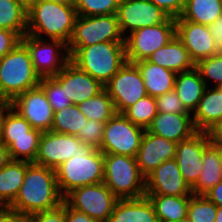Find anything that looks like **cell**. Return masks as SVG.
Masks as SVG:
<instances>
[{
    "instance_id": "74e56055",
    "label": "cell",
    "mask_w": 222,
    "mask_h": 222,
    "mask_svg": "<svg viewBox=\"0 0 222 222\" xmlns=\"http://www.w3.org/2000/svg\"><path fill=\"white\" fill-rule=\"evenodd\" d=\"M195 68L204 80L206 87L222 86V54H216L198 61Z\"/></svg>"
},
{
    "instance_id": "b9f144b4",
    "label": "cell",
    "mask_w": 222,
    "mask_h": 222,
    "mask_svg": "<svg viewBox=\"0 0 222 222\" xmlns=\"http://www.w3.org/2000/svg\"><path fill=\"white\" fill-rule=\"evenodd\" d=\"M157 112L163 113H189L183 106L182 101L179 99L176 91L173 89L168 93L157 96L155 98Z\"/></svg>"
},
{
    "instance_id": "8d00e7d4",
    "label": "cell",
    "mask_w": 222,
    "mask_h": 222,
    "mask_svg": "<svg viewBox=\"0 0 222 222\" xmlns=\"http://www.w3.org/2000/svg\"><path fill=\"white\" fill-rule=\"evenodd\" d=\"M217 206L204 195H192L187 208L189 222H214Z\"/></svg>"
},
{
    "instance_id": "ab89813d",
    "label": "cell",
    "mask_w": 222,
    "mask_h": 222,
    "mask_svg": "<svg viewBox=\"0 0 222 222\" xmlns=\"http://www.w3.org/2000/svg\"><path fill=\"white\" fill-rule=\"evenodd\" d=\"M120 0H77L76 12L80 16L117 14Z\"/></svg>"
},
{
    "instance_id": "30bf717a",
    "label": "cell",
    "mask_w": 222,
    "mask_h": 222,
    "mask_svg": "<svg viewBox=\"0 0 222 222\" xmlns=\"http://www.w3.org/2000/svg\"><path fill=\"white\" fill-rule=\"evenodd\" d=\"M176 35L175 18L169 17L164 23L144 27L125 37L126 60L136 63L147 60L159 48L165 46Z\"/></svg>"
},
{
    "instance_id": "cb8c5ba5",
    "label": "cell",
    "mask_w": 222,
    "mask_h": 222,
    "mask_svg": "<svg viewBox=\"0 0 222 222\" xmlns=\"http://www.w3.org/2000/svg\"><path fill=\"white\" fill-rule=\"evenodd\" d=\"M107 222H159L147 196L118 199Z\"/></svg>"
},
{
    "instance_id": "7402d4cb",
    "label": "cell",
    "mask_w": 222,
    "mask_h": 222,
    "mask_svg": "<svg viewBox=\"0 0 222 222\" xmlns=\"http://www.w3.org/2000/svg\"><path fill=\"white\" fill-rule=\"evenodd\" d=\"M192 120L196 131L207 133L222 120V90L219 87L205 88Z\"/></svg>"
},
{
    "instance_id": "c3c4849f",
    "label": "cell",
    "mask_w": 222,
    "mask_h": 222,
    "mask_svg": "<svg viewBox=\"0 0 222 222\" xmlns=\"http://www.w3.org/2000/svg\"><path fill=\"white\" fill-rule=\"evenodd\" d=\"M66 222H98L85 213L78 212L66 204Z\"/></svg>"
},
{
    "instance_id": "9f6ffc18",
    "label": "cell",
    "mask_w": 222,
    "mask_h": 222,
    "mask_svg": "<svg viewBox=\"0 0 222 222\" xmlns=\"http://www.w3.org/2000/svg\"><path fill=\"white\" fill-rule=\"evenodd\" d=\"M25 5H29L30 3H32L34 0H21Z\"/></svg>"
},
{
    "instance_id": "681fc988",
    "label": "cell",
    "mask_w": 222,
    "mask_h": 222,
    "mask_svg": "<svg viewBox=\"0 0 222 222\" xmlns=\"http://www.w3.org/2000/svg\"><path fill=\"white\" fill-rule=\"evenodd\" d=\"M204 196H206L217 207L222 206V181L212 187Z\"/></svg>"
},
{
    "instance_id": "ba28073f",
    "label": "cell",
    "mask_w": 222,
    "mask_h": 222,
    "mask_svg": "<svg viewBox=\"0 0 222 222\" xmlns=\"http://www.w3.org/2000/svg\"><path fill=\"white\" fill-rule=\"evenodd\" d=\"M145 129L116 113L104 124L100 149L104 154L136 157Z\"/></svg>"
},
{
    "instance_id": "d590c367",
    "label": "cell",
    "mask_w": 222,
    "mask_h": 222,
    "mask_svg": "<svg viewBox=\"0 0 222 222\" xmlns=\"http://www.w3.org/2000/svg\"><path fill=\"white\" fill-rule=\"evenodd\" d=\"M42 133L13 108L7 113L2 138L41 137Z\"/></svg>"
},
{
    "instance_id": "f6af8a7d",
    "label": "cell",
    "mask_w": 222,
    "mask_h": 222,
    "mask_svg": "<svg viewBox=\"0 0 222 222\" xmlns=\"http://www.w3.org/2000/svg\"><path fill=\"white\" fill-rule=\"evenodd\" d=\"M156 6H158L169 17L178 18L185 5V0H150Z\"/></svg>"
},
{
    "instance_id": "9a60e30c",
    "label": "cell",
    "mask_w": 222,
    "mask_h": 222,
    "mask_svg": "<svg viewBox=\"0 0 222 222\" xmlns=\"http://www.w3.org/2000/svg\"><path fill=\"white\" fill-rule=\"evenodd\" d=\"M11 103L33 128L42 132L51 130L54 111L39 85L16 96Z\"/></svg>"
},
{
    "instance_id": "11a10c76",
    "label": "cell",
    "mask_w": 222,
    "mask_h": 222,
    "mask_svg": "<svg viewBox=\"0 0 222 222\" xmlns=\"http://www.w3.org/2000/svg\"><path fill=\"white\" fill-rule=\"evenodd\" d=\"M51 1L75 6L77 0H51Z\"/></svg>"
},
{
    "instance_id": "d6986e66",
    "label": "cell",
    "mask_w": 222,
    "mask_h": 222,
    "mask_svg": "<svg viewBox=\"0 0 222 222\" xmlns=\"http://www.w3.org/2000/svg\"><path fill=\"white\" fill-rule=\"evenodd\" d=\"M63 87L72 104L79 105L96 96L104 89L96 79L69 61L64 68L53 76Z\"/></svg>"
},
{
    "instance_id": "f546056e",
    "label": "cell",
    "mask_w": 222,
    "mask_h": 222,
    "mask_svg": "<svg viewBox=\"0 0 222 222\" xmlns=\"http://www.w3.org/2000/svg\"><path fill=\"white\" fill-rule=\"evenodd\" d=\"M222 15L221 0H185L183 20L209 26Z\"/></svg>"
},
{
    "instance_id": "603a6c76",
    "label": "cell",
    "mask_w": 222,
    "mask_h": 222,
    "mask_svg": "<svg viewBox=\"0 0 222 222\" xmlns=\"http://www.w3.org/2000/svg\"><path fill=\"white\" fill-rule=\"evenodd\" d=\"M202 170L191 187L193 195H205L218 182L222 181V144L211 142L202 156Z\"/></svg>"
},
{
    "instance_id": "484cf974",
    "label": "cell",
    "mask_w": 222,
    "mask_h": 222,
    "mask_svg": "<svg viewBox=\"0 0 222 222\" xmlns=\"http://www.w3.org/2000/svg\"><path fill=\"white\" fill-rule=\"evenodd\" d=\"M205 88L204 80L195 67L176 74L174 90L184 108L191 114L197 109Z\"/></svg>"
},
{
    "instance_id": "8992f818",
    "label": "cell",
    "mask_w": 222,
    "mask_h": 222,
    "mask_svg": "<svg viewBox=\"0 0 222 222\" xmlns=\"http://www.w3.org/2000/svg\"><path fill=\"white\" fill-rule=\"evenodd\" d=\"M103 183L118 199L145 196L146 177L141 173L136 157L104 154Z\"/></svg>"
},
{
    "instance_id": "6da1fadb",
    "label": "cell",
    "mask_w": 222,
    "mask_h": 222,
    "mask_svg": "<svg viewBox=\"0 0 222 222\" xmlns=\"http://www.w3.org/2000/svg\"><path fill=\"white\" fill-rule=\"evenodd\" d=\"M63 202L55 169L27 162L23 184L9 208L28 218L35 213L54 209Z\"/></svg>"
},
{
    "instance_id": "816d5d0a",
    "label": "cell",
    "mask_w": 222,
    "mask_h": 222,
    "mask_svg": "<svg viewBox=\"0 0 222 222\" xmlns=\"http://www.w3.org/2000/svg\"><path fill=\"white\" fill-rule=\"evenodd\" d=\"M11 160L8 147L0 141V169L6 166Z\"/></svg>"
},
{
    "instance_id": "db71d44e",
    "label": "cell",
    "mask_w": 222,
    "mask_h": 222,
    "mask_svg": "<svg viewBox=\"0 0 222 222\" xmlns=\"http://www.w3.org/2000/svg\"><path fill=\"white\" fill-rule=\"evenodd\" d=\"M214 222H222V206L217 207V214Z\"/></svg>"
},
{
    "instance_id": "7c38bea8",
    "label": "cell",
    "mask_w": 222,
    "mask_h": 222,
    "mask_svg": "<svg viewBox=\"0 0 222 222\" xmlns=\"http://www.w3.org/2000/svg\"><path fill=\"white\" fill-rule=\"evenodd\" d=\"M113 100L116 113H123L148 95L140 70L135 63L126 62L104 86Z\"/></svg>"
},
{
    "instance_id": "60d3db41",
    "label": "cell",
    "mask_w": 222,
    "mask_h": 222,
    "mask_svg": "<svg viewBox=\"0 0 222 222\" xmlns=\"http://www.w3.org/2000/svg\"><path fill=\"white\" fill-rule=\"evenodd\" d=\"M104 124L103 122L87 119L83 129H81L76 136L83 145H88L94 149H100Z\"/></svg>"
},
{
    "instance_id": "d4e9b609",
    "label": "cell",
    "mask_w": 222,
    "mask_h": 222,
    "mask_svg": "<svg viewBox=\"0 0 222 222\" xmlns=\"http://www.w3.org/2000/svg\"><path fill=\"white\" fill-rule=\"evenodd\" d=\"M147 61L171 70L176 74L195 67L188 50L176 35L165 46L152 53Z\"/></svg>"
},
{
    "instance_id": "4316f807",
    "label": "cell",
    "mask_w": 222,
    "mask_h": 222,
    "mask_svg": "<svg viewBox=\"0 0 222 222\" xmlns=\"http://www.w3.org/2000/svg\"><path fill=\"white\" fill-rule=\"evenodd\" d=\"M141 72L148 95L157 97L174 89L176 73L142 60L135 63Z\"/></svg>"
},
{
    "instance_id": "7dc6e473",
    "label": "cell",
    "mask_w": 222,
    "mask_h": 222,
    "mask_svg": "<svg viewBox=\"0 0 222 222\" xmlns=\"http://www.w3.org/2000/svg\"><path fill=\"white\" fill-rule=\"evenodd\" d=\"M24 219L19 212L9 207H0V222H22Z\"/></svg>"
},
{
    "instance_id": "5b68a950",
    "label": "cell",
    "mask_w": 222,
    "mask_h": 222,
    "mask_svg": "<svg viewBox=\"0 0 222 222\" xmlns=\"http://www.w3.org/2000/svg\"><path fill=\"white\" fill-rule=\"evenodd\" d=\"M31 55L21 41L4 57L0 58V98L12 101L16 96L35 88L40 83Z\"/></svg>"
},
{
    "instance_id": "f5cc1de1",
    "label": "cell",
    "mask_w": 222,
    "mask_h": 222,
    "mask_svg": "<svg viewBox=\"0 0 222 222\" xmlns=\"http://www.w3.org/2000/svg\"><path fill=\"white\" fill-rule=\"evenodd\" d=\"M213 142L222 144V120L209 133Z\"/></svg>"
},
{
    "instance_id": "bcb514c9",
    "label": "cell",
    "mask_w": 222,
    "mask_h": 222,
    "mask_svg": "<svg viewBox=\"0 0 222 222\" xmlns=\"http://www.w3.org/2000/svg\"><path fill=\"white\" fill-rule=\"evenodd\" d=\"M209 31L215 43L216 54H222V15L209 25Z\"/></svg>"
},
{
    "instance_id": "4dcf8cb0",
    "label": "cell",
    "mask_w": 222,
    "mask_h": 222,
    "mask_svg": "<svg viewBox=\"0 0 222 222\" xmlns=\"http://www.w3.org/2000/svg\"><path fill=\"white\" fill-rule=\"evenodd\" d=\"M0 28L22 38L27 33V5L21 0H0Z\"/></svg>"
},
{
    "instance_id": "ac0fdd59",
    "label": "cell",
    "mask_w": 222,
    "mask_h": 222,
    "mask_svg": "<svg viewBox=\"0 0 222 222\" xmlns=\"http://www.w3.org/2000/svg\"><path fill=\"white\" fill-rule=\"evenodd\" d=\"M175 23L176 36L182 41L195 64L216 55V47L209 26L183 20L180 16L175 19Z\"/></svg>"
},
{
    "instance_id": "44dd1931",
    "label": "cell",
    "mask_w": 222,
    "mask_h": 222,
    "mask_svg": "<svg viewBox=\"0 0 222 222\" xmlns=\"http://www.w3.org/2000/svg\"><path fill=\"white\" fill-rule=\"evenodd\" d=\"M146 130L176 143L190 138L197 132L191 113L158 112Z\"/></svg>"
},
{
    "instance_id": "3957f363",
    "label": "cell",
    "mask_w": 222,
    "mask_h": 222,
    "mask_svg": "<svg viewBox=\"0 0 222 222\" xmlns=\"http://www.w3.org/2000/svg\"><path fill=\"white\" fill-rule=\"evenodd\" d=\"M70 61L101 85L127 62L125 42H101L87 47H67Z\"/></svg>"
},
{
    "instance_id": "ffe728a7",
    "label": "cell",
    "mask_w": 222,
    "mask_h": 222,
    "mask_svg": "<svg viewBox=\"0 0 222 222\" xmlns=\"http://www.w3.org/2000/svg\"><path fill=\"white\" fill-rule=\"evenodd\" d=\"M177 143L145 130L136 161L141 173L146 177L161 163L175 158Z\"/></svg>"
},
{
    "instance_id": "5bb4252c",
    "label": "cell",
    "mask_w": 222,
    "mask_h": 222,
    "mask_svg": "<svg viewBox=\"0 0 222 222\" xmlns=\"http://www.w3.org/2000/svg\"><path fill=\"white\" fill-rule=\"evenodd\" d=\"M82 146L76 135L45 131L40 138L38 153L33 163L56 169L73 155H77Z\"/></svg>"
},
{
    "instance_id": "f1b7e54d",
    "label": "cell",
    "mask_w": 222,
    "mask_h": 222,
    "mask_svg": "<svg viewBox=\"0 0 222 222\" xmlns=\"http://www.w3.org/2000/svg\"><path fill=\"white\" fill-rule=\"evenodd\" d=\"M152 202L159 222H177L187 218L191 196L145 195Z\"/></svg>"
},
{
    "instance_id": "6f0895ef",
    "label": "cell",
    "mask_w": 222,
    "mask_h": 222,
    "mask_svg": "<svg viewBox=\"0 0 222 222\" xmlns=\"http://www.w3.org/2000/svg\"><path fill=\"white\" fill-rule=\"evenodd\" d=\"M177 222H189V221H188V219L186 218V219H183V220H179V221H177Z\"/></svg>"
},
{
    "instance_id": "277c9868",
    "label": "cell",
    "mask_w": 222,
    "mask_h": 222,
    "mask_svg": "<svg viewBox=\"0 0 222 222\" xmlns=\"http://www.w3.org/2000/svg\"><path fill=\"white\" fill-rule=\"evenodd\" d=\"M55 175L63 197L76 188L103 182L104 153L83 145L77 155L55 169Z\"/></svg>"
},
{
    "instance_id": "7a4b0ae2",
    "label": "cell",
    "mask_w": 222,
    "mask_h": 222,
    "mask_svg": "<svg viewBox=\"0 0 222 222\" xmlns=\"http://www.w3.org/2000/svg\"><path fill=\"white\" fill-rule=\"evenodd\" d=\"M78 17L76 8L51 0H34L27 6V33L39 39L68 44Z\"/></svg>"
},
{
    "instance_id": "9c48e42d",
    "label": "cell",
    "mask_w": 222,
    "mask_h": 222,
    "mask_svg": "<svg viewBox=\"0 0 222 222\" xmlns=\"http://www.w3.org/2000/svg\"><path fill=\"white\" fill-rule=\"evenodd\" d=\"M118 198L103 183L76 188L64 197L72 209L85 213L98 222H107Z\"/></svg>"
},
{
    "instance_id": "1f68e13d",
    "label": "cell",
    "mask_w": 222,
    "mask_h": 222,
    "mask_svg": "<svg viewBox=\"0 0 222 222\" xmlns=\"http://www.w3.org/2000/svg\"><path fill=\"white\" fill-rule=\"evenodd\" d=\"M87 117L80 111L78 105L72 104L54 112L51 130L56 133L77 135L83 129Z\"/></svg>"
},
{
    "instance_id": "d6a6232c",
    "label": "cell",
    "mask_w": 222,
    "mask_h": 222,
    "mask_svg": "<svg viewBox=\"0 0 222 222\" xmlns=\"http://www.w3.org/2000/svg\"><path fill=\"white\" fill-rule=\"evenodd\" d=\"M78 107L88 120H96L103 123H106L116 114L113 100L105 89L96 96L80 103Z\"/></svg>"
},
{
    "instance_id": "836d02e7",
    "label": "cell",
    "mask_w": 222,
    "mask_h": 222,
    "mask_svg": "<svg viewBox=\"0 0 222 222\" xmlns=\"http://www.w3.org/2000/svg\"><path fill=\"white\" fill-rule=\"evenodd\" d=\"M41 137L1 138L8 147L12 160L34 162L38 153Z\"/></svg>"
},
{
    "instance_id": "e0dca14e",
    "label": "cell",
    "mask_w": 222,
    "mask_h": 222,
    "mask_svg": "<svg viewBox=\"0 0 222 222\" xmlns=\"http://www.w3.org/2000/svg\"><path fill=\"white\" fill-rule=\"evenodd\" d=\"M145 195L192 196L193 194L174 158L161 163L146 176Z\"/></svg>"
},
{
    "instance_id": "f35d334b",
    "label": "cell",
    "mask_w": 222,
    "mask_h": 222,
    "mask_svg": "<svg viewBox=\"0 0 222 222\" xmlns=\"http://www.w3.org/2000/svg\"><path fill=\"white\" fill-rule=\"evenodd\" d=\"M39 86L43 89L54 112L72 105L65 90H63L61 84L54 77L41 78Z\"/></svg>"
},
{
    "instance_id": "8fae6325",
    "label": "cell",
    "mask_w": 222,
    "mask_h": 222,
    "mask_svg": "<svg viewBox=\"0 0 222 222\" xmlns=\"http://www.w3.org/2000/svg\"><path fill=\"white\" fill-rule=\"evenodd\" d=\"M21 41L28 48L40 78L57 75L70 61L67 44L61 40L39 39L25 34Z\"/></svg>"
},
{
    "instance_id": "f907efd6",
    "label": "cell",
    "mask_w": 222,
    "mask_h": 222,
    "mask_svg": "<svg viewBox=\"0 0 222 222\" xmlns=\"http://www.w3.org/2000/svg\"><path fill=\"white\" fill-rule=\"evenodd\" d=\"M11 101L0 98V139L3 135V129L7 118V113L12 109Z\"/></svg>"
},
{
    "instance_id": "7bdbcfd3",
    "label": "cell",
    "mask_w": 222,
    "mask_h": 222,
    "mask_svg": "<svg viewBox=\"0 0 222 222\" xmlns=\"http://www.w3.org/2000/svg\"><path fill=\"white\" fill-rule=\"evenodd\" d=\"M31 222H66V203L58 207L38 212L28 217Z\"/></svg>"
},
{
    "instance_id": "2e32d148",
    "label": "cell",
    "mask_w": 222,
    "mask_h": 222,
    "mask_svg": "<svg viewBox=\"0 0 222 222\" xmlns=\"http://www.w3.org/2000/svg\"><path fill=\"white\" fill-rule=\"evenodd\" d=\"M211 142L209 133L197 131L190 138L177 143L175 159L184 181L190 188L196 183L201 173L204 149Z\"/></svg>"
},
{
    "instance_id": "680465c9",
    "label": "cell",
    "mask_w": 222,
    "mask_h": 222,
    "mask_svg": "<svg viewBox=\"0 0 222 222\" xmlns=\"http://www.w3.org/2000/svg\"><path fill=\"white\" fill-rule=\"evenodd\" d=\"M22 222H31L28 218H25Z\"/></svg>"
},
{
    "instance_id": "e575fe53",
    "label": "cell",
    "mask_w": 222,
    "mask_h": 222,
    "mask_svg": "<svg viewBox=\"0 0 222 222\" xmlns=\"http://www.w3.org/2000/svg\"><path fill=\"white\" fill-rule=\"evenodd\" d=\"M157 113L155 97L150 95L141 98L123 112L133 124L145 130L150 126Z\"/></svg>"
},
{
    "instance_id": "52a82bcc",
    "label": "cell",
    "mask_w": 222,
    "mask_h": 222,
    "mask_svg": "<svg viewBox=\"0 0 222 222\" xmlns=\"http://www.w3.org/2000/svg\"><path fill=\"white\" fill-rule=\"evenodd\" d=\"M101 42H125L117 14L100 16L78 15L67 47H87Z\"/></svg>"
},
{
    "instance_id": "83f0119b",
    "label": "cell",
    "mask_w": 222,
    "mask_h": 222,
    "mask_svg": "<svg viewBox=\"0 0 222 222\" xmlns=\"http://www.w3.org/2000/svg\"><path fill=\"white\" fill-rule=\"evenodd\" d=\"M27 170V161L11 160L0 169V207H9L19 193Z\"/></svg>"
},
{
    "instance_id": "ee69618b",
    "label": "cell",
    "mask_w": 222,
    "mask_h": 222,
    "mask_svg": "<svg viewBox=\"0 0 222 222\" xmlns=\"http://www.w3.org/2000/svg\"><path fill=\"white\" fill-rule=\"evenodd\" d=\"M21 42V37L14 31L0 28V58L12 51Z\"/></svg>"
},
{
    "instance_id": "4fadbf2b",
    "label": "cell",
    "mask_w": 222,
    "mask_h": 222,
    "mask_svg": "<svg viewBox=\"0 0 222 222\" xmlns=\"http://www.w3.org/2000/svg\"><path fill=\"white\" fill-rule=\"evenodd\" d=\"M117 17L124 37L137 29L164 23L169 18L150 0H120Z\"/></svg>"
}]
</instances>
